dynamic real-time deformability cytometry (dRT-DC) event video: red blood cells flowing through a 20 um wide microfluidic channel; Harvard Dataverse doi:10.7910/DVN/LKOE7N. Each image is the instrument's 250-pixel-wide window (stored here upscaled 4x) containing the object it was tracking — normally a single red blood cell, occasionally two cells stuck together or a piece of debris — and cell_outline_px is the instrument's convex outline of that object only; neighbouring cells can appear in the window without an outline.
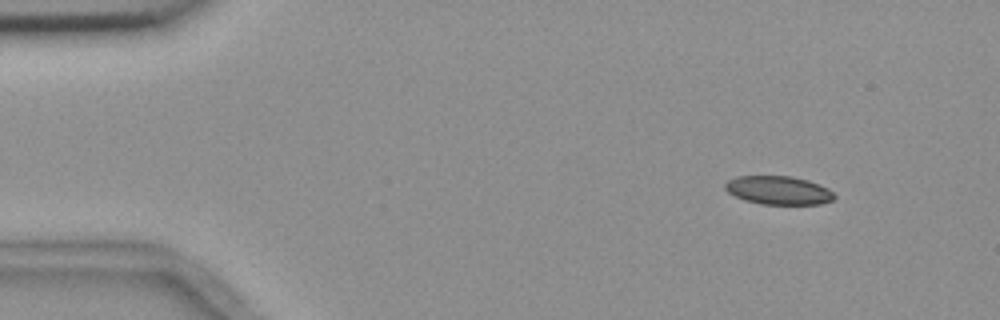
{"species": "common noctule bat (a hibernating species)", "species_latin": "Nyctalus noctula", "temperature_condition": "room temperature", "stored_images_in_passage": 50, "camera_frame_rate_fps": 3000, "um_per_image_px": 0.085, "animal": {"sex": "female", "body_mass_g": 18.4}, "frame": {"image": 1, "passage_image": 1, "time_ms": 0.0, "image_size_px": [1000, 320], "cell_outline_px": [[836, 196], [832, 200], [820, 204], [760, 204], [744, 200], [728, 192], [724, 188], [724, 184], [728, 180], [736, 176], [792, 176], [808, 180], [820, 184], [828, 188]], "centroid_in_image_um": [66.16, 16.17], "position_along_channel_um": 18.8, "area_um2": 18.21}}
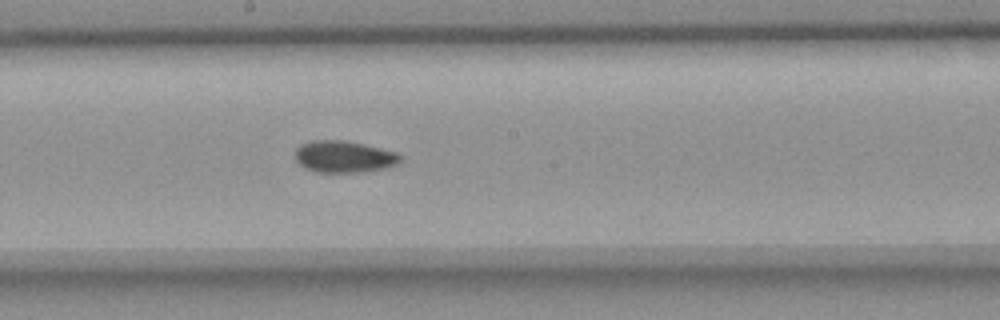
{"frame": {"image": 2, "passage_image": 25, "time_ms": 8.0, "image_size_px": [1000, 320], "cell_outline_px": [[400, 160], [396, 164], [384, 168], [360, 172], [316, 172], [300, 164], [296, 160], [296, 148], [300, 144], [312, 140], [348, 140], [396, 152], [400, 156]], "centroid_in_image_um": [29.22, 13.3], "position_along_channel_um": 219.0, "area_um2": 19.31}}
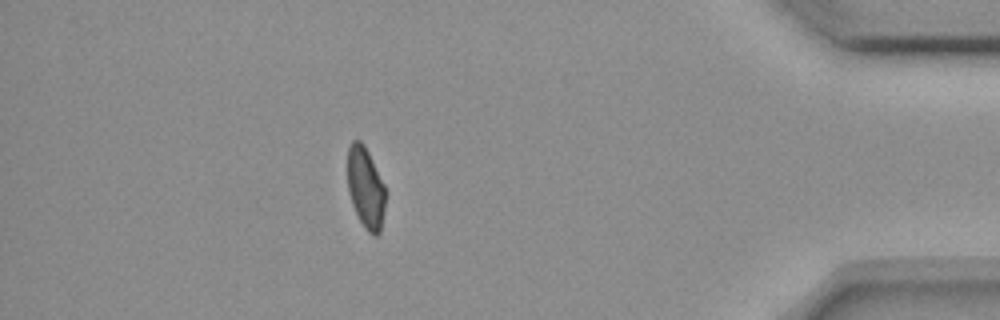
{"frame": {"image": 3, "passage_image": 44, "time_ms": 14.333, "image_size_px": [1000, 320], "cell_outline_px": [[384, 208], [380, 232], [376, 236], [372, 236], [364, 228], [352, 204], [348, 188], [348, 148], [352, 140], [360, 140], [364, 144], [384, 184]], "centroid_in_image_um": [31.07, 15.96], "position_along_channel_um": 404.1, "area_um2": 17.69}, "authors_computed_cell_mechanics": {"area_um2": 19.1318, "velocity_mm_per_s": 3.6501, "shape_relaxation_time_tau1_ms": null, "shape_relaxation_time_tau2_ms": 7.2981, "deformation_change_tau1": null, "deformation_change_tau2": 0.1017}}